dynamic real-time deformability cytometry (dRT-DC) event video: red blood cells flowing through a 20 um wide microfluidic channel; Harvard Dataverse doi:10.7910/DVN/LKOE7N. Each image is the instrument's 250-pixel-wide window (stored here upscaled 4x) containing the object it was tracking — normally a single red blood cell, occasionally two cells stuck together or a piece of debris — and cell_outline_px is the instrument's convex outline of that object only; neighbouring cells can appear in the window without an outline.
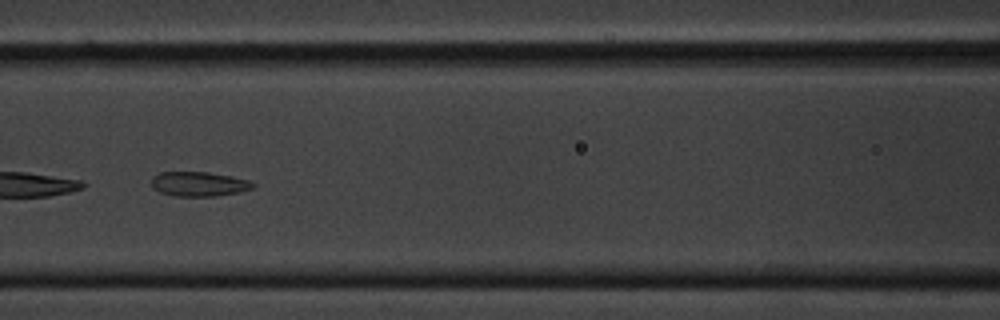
{"species": "common noctule bat (a hibernating species)", "species_latin": "Nyctalus noctula", "temperature_condition": "cold", "stored_images_in_passage": 41, "camera_frame_rate_fps": 3000, "um_per_image_px": 0.085, "animal": {"sex": "male", "body_mass_g": 20.1, "forearm_length_mm": 53.5}, "frame": {"image": 1, "passage_image": 26, "time_ms": 8.333, "image_size_px": [1000, 320], "cell_outline_px": [[256, 184], [252, 188], [240, 192], [216, 196], [176, 196], [160, 192], [152, 188], [152, 176], [160, 172], [208, 172], [232, 176], [248, 180]], "centroid_in_image_um": [16.9, 15.64], "position_along_channel_um": 149.7, "area_um2": 14.57}}
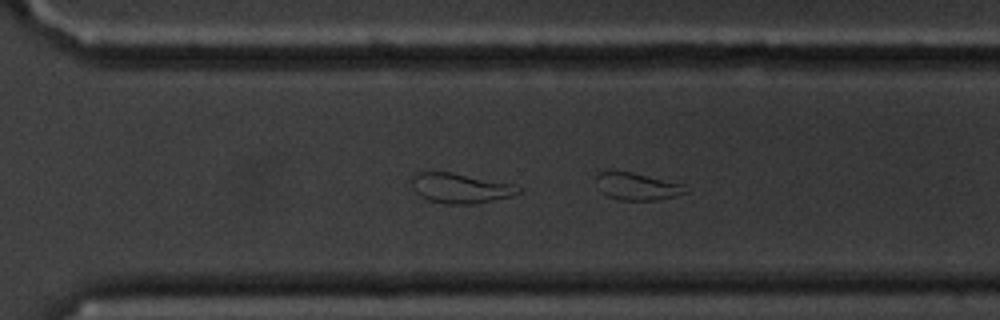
{"frame": {"image": 2, "passage_image": 41, "time_ms": 13.333, "image_size_px": [1000, 320], "cell_outline_px": [[688, 192], [660, 200], [620, 200], [608, 196], [600, 192], [596, 176], [596, 172], [632, 172], [684, 184]], "centroid_in_image_um": [54.17, 15.86], "position_along_channel_um": 316.4, "area_um2": 14.1}}